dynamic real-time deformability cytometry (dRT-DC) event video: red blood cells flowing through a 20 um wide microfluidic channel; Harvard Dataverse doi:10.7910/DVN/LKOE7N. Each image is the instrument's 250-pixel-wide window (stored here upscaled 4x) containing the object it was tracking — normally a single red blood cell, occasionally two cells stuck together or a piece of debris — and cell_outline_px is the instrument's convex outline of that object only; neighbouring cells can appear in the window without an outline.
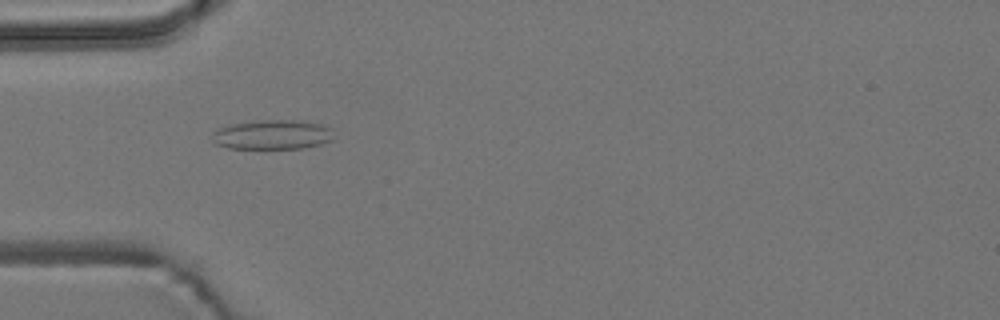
{"species": "common noctule bat (a hibernating species)", "species_latin": "Nyctalus noctula", "temperature_condition": "room temperature", "stored_images_in_passage": 4, "camera_frame_rate_fps": 3000, "um_per_image_px": 0.085, "animal": {"sex": "male", "body_mass_g": 19.2, "forearm_length_mm": 51.8}, "frame": {"image": 1, "passage_image": 4, "time_ms": 3.667, "image_size_px": [1000, 320], "cell_outline_px": [[332, 140], [320, 144], [304, 148], [228, 148], [216, 144], [212, 140], [212, 132], [220, 128], [232, 124], [252, 120], [300, 120], [324, 124], [328, 128]], "centroid_in_image_um": [23.12, 11.43], "position_along_channel_um": 61.9, "area_um2": 20.87}}